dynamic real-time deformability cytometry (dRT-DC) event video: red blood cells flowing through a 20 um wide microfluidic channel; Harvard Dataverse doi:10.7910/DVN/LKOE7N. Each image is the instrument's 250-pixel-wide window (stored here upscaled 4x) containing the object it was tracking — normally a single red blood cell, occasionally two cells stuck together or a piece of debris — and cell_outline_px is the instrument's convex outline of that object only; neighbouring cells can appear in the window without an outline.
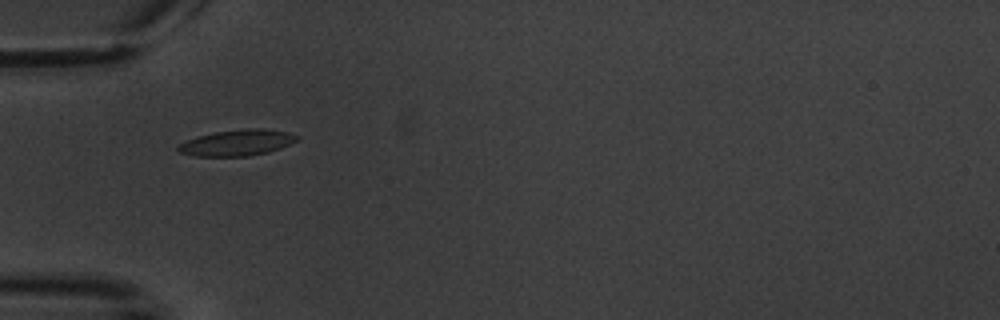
{"species": "common noctule bat (a hibernating species)", "species_latin": "Nyctalus noctula", "temperature_condition": "warm", "stored_images_in_passage": 5, "camera_frame_rate_fps": 3000, "um_per_image_px": 0.085, "animal": {"sex": "male", "body_mass_g": 20.1, "forearm_length_mm": 53.5}, "frame": {"image": 1, "passage_image": 2, "time_ms": 1.333, "image_size_px": [1000, 320], "cell_outline_px": [[300, 136], [296, 140], [280, 148], [268, 152], [248, 156], [196, 156], [180, 152], [176, 148], [180, 144], [196, 136], [216, 132], [244, 128], [264, 128], [288, 132]], "centroid_in_image_um": [20.17, 12.12], "position_along_channel_um": 64.8, "area_um2": 17.92}}
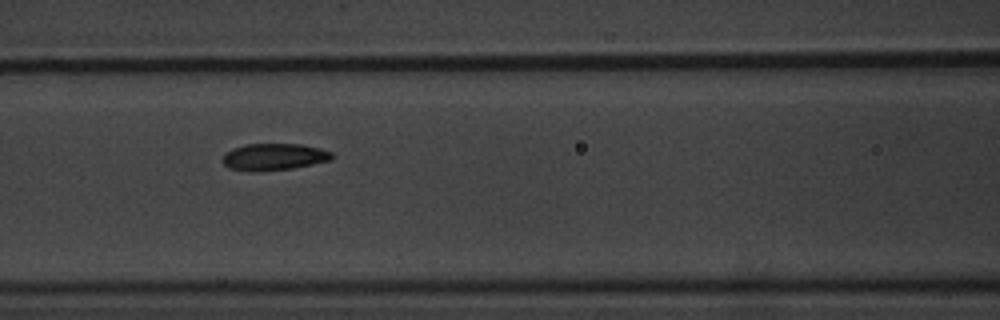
{"frame": {"image": 2, "passage_image": 4, "time_ms": 3.667, "image_size_px": [1000, 320], "cell_outline_px": [[332, 160], [292, 168], [256, 172], [248, 172], [228, 168], [224, 164], [224, 156], [228, 152], [244, 144], [300, 144], [320, 148], [332, 152]], "centroid_in_image_um": [23.3, 13.34], "position_along_channel_um": 143.3, "area_um2": 16.99}}
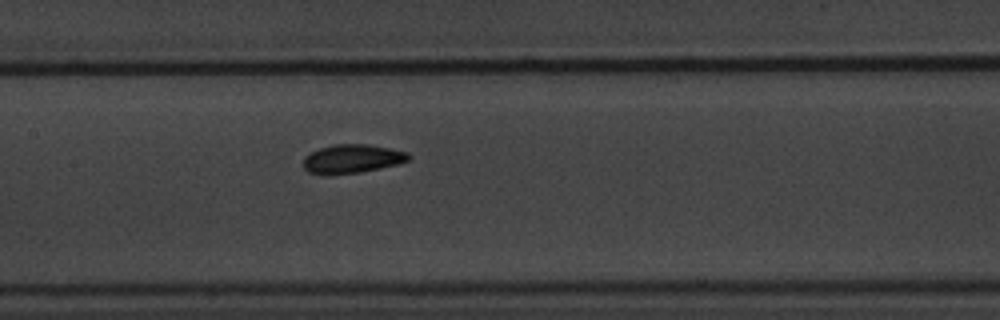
{"frame": {"image": 3, "passage_image": 5, "time_ms": 4.667, "image_size_px": [1000, 320], "cell_outline_px": [[412, 156], [408, 160], [396, 164], [380, 168], [360, 172], [328, 176], [324, 176], [308, 172], [304, 168], [304, 156], [308, 152], [320, 148], [336, 144], [368, 144], [408, 152]], "centroid_in_image_um": [29.88, 13.51], "position_along_channel_um": 177.5, "area_um2": 17.86}}